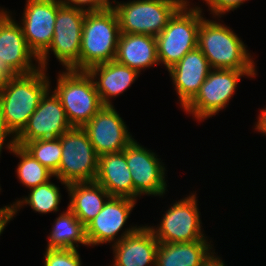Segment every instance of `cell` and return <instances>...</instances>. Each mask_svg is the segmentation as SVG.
Returning <instances> with one entry per match:
<instances>
[{"instance_id": "obj_10", "label": "cell", "mask_w": 266, "mask_h": 266, "mask_svg": "<svg viewBox=\"0 0 266 266\" xmlns=\"http://www.w3.org/2000/svg\"><path fill=\"white\" fill-rule=\"evenodd\" d=\"M137 141L134 139L123 150L133 180L134 200L145 196L164 199L169 193L167 165L154 149L152 151Z\"/></svg>"}, {"instance_id": "obj_11", "label": "cell", "mask_w": 266, "mask_h": 266, "mask_svg": "<svg viewBox=\"0 0 266 266\" xmlns=\"http://www.w3.org/2000/svg\"><path fill=\"white\" fill-rule=\"evenodd\" d=\"M62 157L54 176L67 184L95 181L99 156L91 144L87 132L73 127L60 137Z\"/></svg>"}, {"instance_id": "obj_12", "label": "cell", "mask_w": 266, "mask_h": 266, "mask_svg": "<svg viewBox=\"0 0 266 266\" xmlns=\"http://www.w3.org/2000/svg\"><path fill=\"white\" fill-rule=\"evenodd\" d=\"M137 202L126 197H110L102 210L85 226L89 247L112 246L142 226L128 223Z\"/></svg>"}, {"instance_id": "obj_34", "label": "cell", "mask_w": 266, "mask_h": 266, "mask_svg": "<svg viewBox=\"0 0 266 266\" xmlns=\"http://www.w3.org/2000/svg\"><path fill=\"white\" fill-rule=\"evenodd\" d=\"M263 107L262 109L259 108V113L256 115V121L252 127L255 129L254 132L262 134L261 136L266 137V105Z\"/></svg>"}, {"instance_id": "obj_33", "label": "cell", "mask_w": 266, "mask_h": 266, "mask_svg": "<svg viewBox=\"0 0 266 266\" xmlns=\"http://www.w3.org/2000/svg\"><path fill=\"white\" fill-rule=\"evenodd\" d=\"M200 266H227L225 260L216 252L215 247L202 260Z\"/></svg>"}, {"instance_id": "obj_6", "label": "cell", "mask_w": 266, "mask_h": 266, "mask_svg": "<svg viewBox=\"0 0 266 266\" xmlns=\"http://www.w3.org/2000/svg\"><path fill=\"white\" fill-rule=\"evenodd\" d=\"M55 79L53 87L50 79V89L60 99L71 126L83 128L103 106L92 77L87 71L61 69Z\"/></svg>"}, {"instance_id": "obj_26", "label": "cell", "mask_w": 266, "mask_h": 266, "mask_svg": "<svg viewBox=\"0 0 266 266\" xmlns=\"http://www.w3.org/2000/svg\"><path fill=\"white\" fill-rule=\"evenodd\" d=\"M8 152L19 159L16 166L15 175L22 187L30 189L37 187L40 184H44L49 180H57L56 182L63 185V188L67 190L68 184L62 182L60 179L54 176L47 167L43 166L38 160H36L31 154H29L22 146L15 144Z\"/></svg>"}, {"instance_id": "obj_30", "label": "cell", "mask_w": 266, "mask_h": 266, "mask_svg": "<svg viewBox=\"0 0 266 266\" xmlns=\"http://www.w3.org/2000/svg\"><path fill=\"white\" fill-rule=\"evenodd\" d=\"M63 5L81 9L85 12H100L111 7L110 0H61Z\"/></svg>"}, {"instance_id": "obj_4", "label": "cell", "mask_w": 266, "mask_h": 266, "mask_svg": "<svg viewBox=\"0 0 266 266\" xmlns=\"http://www.w3.org/2000/svg\"><path fill=\"white\" fill-rule=\"evenodd\" d=\"M197 190L190 191L179 200H173L159 218L158 224L149 223L150 228L158 242L181 243L194 241H212L203 228L202 215L199 211Z\"/></svg>"}, {"instance_id": "obj_17", "label": "cell", "mask_w": 266, "mask_h": 266, "mask_svg": "<svg viewBox=\"0 0 266 266\" xmlns=\"http://www.w3.org/2000/svg\"><path fill=\"white\" fill-rule=\"evenodd\" d=\"M210 64L197 47L167 70L181 110L195 97L211 71Z\"/></svg>"}, {"instance_id": "obj_28", "label": "cell", "mask_w": 266, "mask_h": 266, "mask_svg": "<svg viewBox=\"0 0 266 266\" xmlns=\"http://www.w3.org/2000/svg\"><path fill=\"white\" fill-rule=\"evenodd\" d=\"M44 249L43 266H84L76 249Z\"/></svg>"}, {"instance_id": "obj_32", "label": "cell", "mask_w": 266, "mask_h": 266, "mask_svg": "<svg viewBox=\"0 0 266 266\" xmlns=\"http://www.w3.org/2000/svg\"><path fill=\"white\" fill-rule=\"evenodd\" d=\"M12 207L13 203L10 204L6 203V205L0 207V236H2L3 232L5 231L7 225L12 221Z\"/></svg>"}, {"instance_id": "obj_35", "label": "cell", "mask_w": 266, "mask_h": 266, "mask_svg": "<svg viewBox=\"0 0 266 266\" xmlns=\"http://www.w3.org/2000/svg\"><path fill=\"white\" fill-rule=\"evenodd\" d=\"M11 75L0 65V88L6 83Z\"/></svg>"}, {"instance_id": "obj_1", "label": "cell", "mask_w": 266, "mask_h": 266, "mask_svg": "<svg viewBox=\"0 0 266 266\" xmlns=\"http://www.w3.org/2000/svg\"><path fill=\"white\" fill-rule=\"evenodd\" d=\"M210 18L204 17L201 20L197 40V47L207 58L210 67L258 70L256 57L249 51L241 36L226 25L221 17Z\"/></svg>"}, {"instance_id": "obj_23", "label": "cell", "mask_w": 266, "mask_h": 266, "mask_svg": "<svg viewBox=\"0 0 266 266\" xmlns=\"http://www.w3.org/2000/svg\"><path fill=\"white\" fill-rule=\"evenodd\" d=\"M65 209L53 220L46 237L45 248L76 250L81 246L89 248L85 226L68 207Z\"/></svg>"}, {"instance_id": "obj_3", "label": "cell", "mask_w": 266, "mask_h": 266, "mask_svg": "<svg viewBox=\"0 0 266 266\" xmlns=\"http://www.w3.org/2000/svg\"><path fill=\"white\" fill-rule=\"evenodd\" d=\"M258 70L211 69L199 92L182 109L199 124L225 112L243 78L254 79Z\"/></svg>"}, {"instance_id": "obj_2", "label": "cell", "mask_w": 266, "mask_h": 266, "mask_svg": "<svg viewBox=\"0 0 266 266\" xmlns=\"http://www.w3.org/2000/svg\"><path fill=\"white\" fill-rule=\"evenodd\" d=\"M47 70L25 75H11L0 88V103L4 119L11 133L17 137L26 127L41 98L50 89Z\"/></svg>"}, {"instance_id": "obj_21", "label": "cell", "mask_w": 266, "mask_h": 266, "mask_svg": "<svg viewBox=\"0 0 266 266\" xmlns=\"http://www.w3.org/2000/svg\"><path fill=\"white\" fill-rule=\"evenodd\" d=\"M95 181L104 187L111 197L134 199L133 180L123 151L99 156Z\"/></svg>"}, {"instance_id": "obj_22", "label": "cell", "mask_w": 266, "mask_h": 266, "mask_svg": "<svg viewBox=\"0 0 266 266\" xmlns=\"http://www.w3.org/2000/svg\"><path fill=\"white\" fill-rule=\"evenodd\" d=\"M67 207L86 226L102 210L111 197L107 190L96 181L68 184Z\"/></svg>"}, {"instance_id": "obj_8", "label": "cell", "mask_w": 266, "mask_h": 266, "mask_svg": "<svg viewBox=\"0 0 266 266\" xmlns=\"http://www.w3.org/2000/svg\"><path fill=\"white\" fill-rule=\"evenodd\" d=\"M188 0H114L121 33L157 36Z\"/></svg>"}, {"instance_id": "obj_29", "label": "cell", "mask_w": 266, "mask_h": 266, "mask_svg": "<svg viewBox=\"0 0 266 266\" xmlns=\"http://www.w3.org/2000/svg\"><path fill=\"white\" fill-rule=\"evenodd\" d=\"M248 1L250 0H202L205 5H200L197 2L195 3L200 7L203 13L206 11L209 12V15H211L210 17L224 18L228 13L234 12ZM202 6L207 7V9L204 10Z\"/></svg>"}, {"instance_id": "obj_27", "label": "cell", "mask_w": 266, "mask_h": 266, "mask_svg": "<svg viewBox=\"0 0 266 266\" xmlns=\"http://www.w3.org/2000/svg\"><path fill=\"white\" fill-rule=\"evenodd\" d=\"M16 144L22 146L51 172L55 173L59 169L62 157L60 138L38 139L30 142H16Z\"/></svg>"}, {"instance_id": "obj_24", "label": "cell", "mask_w": 266, "mask_h": 266, "mask_svg": "<svg viewBox=\"0 0 266 266\" xmlns=\"http://www.w3.org/2000/svg\"><path fill=\"white\" fill-rule=\"evenodd\" d=\"M215 242H159L156 266H200L202 260L214 248Z\"/></svg>"}, {"instance_id": "obj_19", "label": "cell", "mask_w": 266, "mask_h": 266, "mask_svg": "<svg viewBox=\"0 0 266 266\" xmlns=\"http://www.w3.org/2000/svg\"><path fill=\"white\" fill-rule=\"evenodd\" d=\"M87 72L94 81L102 104L109 106H113L116 98L131 89L141 75L116 60L92 66Z\"/></svg>"}, {"instance_id": "obj_20", "label": "cell", "mask_w": 266, "mask_h": 266, "mask_svg": "<svg viewBox=\"0 0 266 266\" xmlns=\"http://www.w3.org/2000/svg\"><path fill=\"white\" fill-rule=\"evenodd\" d=\"M115 60L140 74L149 68L160 66L156 37L147 34L121 33Z\"/></svg>"}, {"instance_id": "obj_25", "label": "cell", "mask_w": 266, "mask_h": 266, "mask_svg": "<svg viewBox=\"0 0 266 266\" xmlns=\"http://www.w3.org/2000/svg\"><path fill=\"white\" fill-rule=\"evenodd\" d=\"M28 195H23L22 197L14 199L12 207V220L20 213V210L25 207H29L41 215L52 213L57 214L62 212L60 209V203L62 202V193L59 187L53 180H49L44 184H40L37 187L28 189Z\"/></svg>"}, {"instance_id": "obj_16", "label": "cell", "mask_w": 266, "mask_h": 266, "mask_svg": "<svg viewBox=\"0 0 266 266\" xmlns=\"http://www.w3.org/2000/svg\"><path fill=\"white\" fill-rule=\"evenodd\" d=\"M73 128L61 105L60 99L49 89L41 98L26 127L16 137V142L59 138Z\"/></svg>"}, {"instance_id": "obj_5", "label": "cell", "mask_w": 266, "mask_h": 266, "mask_svg": "<svg viewBox=\"0 0 266 266\" xmlns=\"http://www.w3.org/2000/svg\"><path fill=\"white\" fill-rule=\"evenodd\" d=\"M121 35L116 11L86 12L83 22L79 71L115 60Z\"/></svg>"}, {"instance_id": "obj_13", "label": "cell", "mask_w": 266, "mask_h": 266, "mask_svg": "<svg viewBox=\"0 0 266 266\" xmlns=\"http://www.w3.org/2000/svg\"><path fill=\"white\" fill-rule=\"evenodd\" d=\"M15 16V10L0 6V65L10 75L30 74L40 68L39 60L29 49Z\"/></svg>"}, {"instance_id": "obj_14", "label": "cell", "mask_w": 266, "mask_h": 266, "mask_svg": "<svg viewBox=\"0 0 266 266\" xmlns=\"http://www.w3.org/2000/svg\"><path fill=\"white\" fill-rule=\"evenodd\" d=\"M83 129L98 156L122 152L135 139L115 105H103Z\"/></svg>"}, {"instance_id": "obj_15", "label": "cell", "mask_w": 266, "mask_h": 266, "mask_svg": "<svg viewBox=\"0 0 266 266\" xmlns=\"http://www.w3.org/2000/svg\"><path fill=\"white\" fill-rule=\"evenodd\" d=\"M61 0H25L20 23L29 49L39 58L50 46Z\"/></svg>"}, {"instance_id": "obj_31", "label": "cell", "mask_w": 266, "mask_h": 266, "mask_svg": "<svg viewBox=\"0 0 266 266\" xmlns=\"http://www.w3.org/2000/svg\"><path fill=\"white\" fill-rule=\"evenodd\" d=\"M16 144V137L11 133L7 127L4 119L3 109L0 103V156L3 150H9ZM3 149V150H2Z\"/></svg>"}, {"instance_id": "obj_7", "label": "cell", "mask_w": 266, "mask_h": 266, "mask_svg": "<svg viewBox=\"0 0 266 266\" xmlns=\"http://www.w3.org/2000/svg\"><path fill=\"white\" fill-rule=\"evenodd\" d=\"M192 2L188 0L156 36L159 64L166 70L178 63L187 52L197 48L198 30L205 13L195 1Z\"/></svg>"}, {"instance_id": "obj_9", "label": "cell", "mask_w": 266, "mask_h": 266, "mask_svg": "<svg viewBox=\"0 0 266 266\" xmlns=\"http://www.w3.org/2000/svg\"><path fill=\"white\" fill-rule=\"evenodd\" d=\"M86 12L74 7L61 5L56 14L54 36L49 48L38 58L40 68L47 71L51 55L63 70L79 71V58L83 22Z\"/></svg>"}, {"instance_id": "obj_18", "label": "cell", "mask_w": 266, "mask_h": 266, "mask_svg": "<svg viewBox=\"0 0 266 266\" xmlns=\"http://www.w3.org/2000/svg\"><path fill=\"white\" fill-rule=\"evenodd\" d=\"M159 242L146 224L110 246L112 262L106 266H156Z\"/></svg>"}]
</instances>
